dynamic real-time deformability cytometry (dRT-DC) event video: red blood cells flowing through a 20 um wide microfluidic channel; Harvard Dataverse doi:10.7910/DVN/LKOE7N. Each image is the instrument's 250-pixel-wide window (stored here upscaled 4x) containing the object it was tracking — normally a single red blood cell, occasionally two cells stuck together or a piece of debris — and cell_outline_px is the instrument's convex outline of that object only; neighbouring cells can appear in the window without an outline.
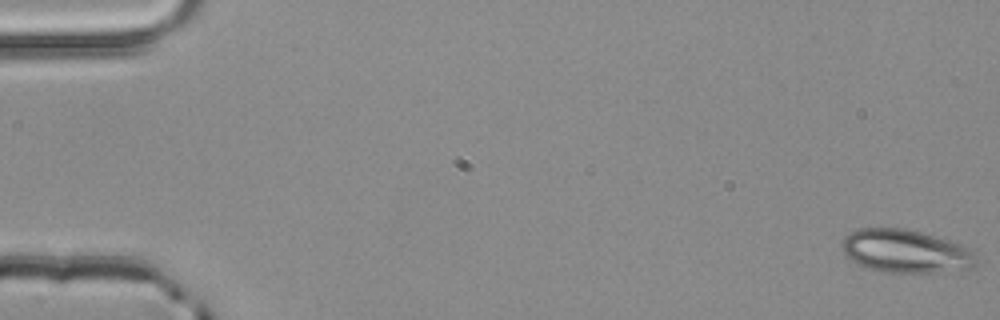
{"species": "common noctule bat (a hibernating species)", "species_latin": "Nyctalus noctula", "temperature_condition": "room temperature", "stored_images_in_passage": 4, "camera_frame_rate_fps": 3000, "um_per_image_px": 0.085, "animal": {"sex": "male", "body_mass_g": 20.4}, "frame": {"image": 1, "passage_image": 1, "time_ms": 0.0, "image_size_px": [1000, 320], "cell_outline_px": [[976, 268], [936, 272], [880, 272], [868, 268], [852, 260], [844, 252], [840, 244], [844, 236], [848, 232], [860, 228], [904, 228], [920, 232], [948, 240], [972, 248], [976, 252]], "centroid_in_image_um": [77.0, 21.35], "position_along_channel_um": 8.0, "area_um2": 33.99}}